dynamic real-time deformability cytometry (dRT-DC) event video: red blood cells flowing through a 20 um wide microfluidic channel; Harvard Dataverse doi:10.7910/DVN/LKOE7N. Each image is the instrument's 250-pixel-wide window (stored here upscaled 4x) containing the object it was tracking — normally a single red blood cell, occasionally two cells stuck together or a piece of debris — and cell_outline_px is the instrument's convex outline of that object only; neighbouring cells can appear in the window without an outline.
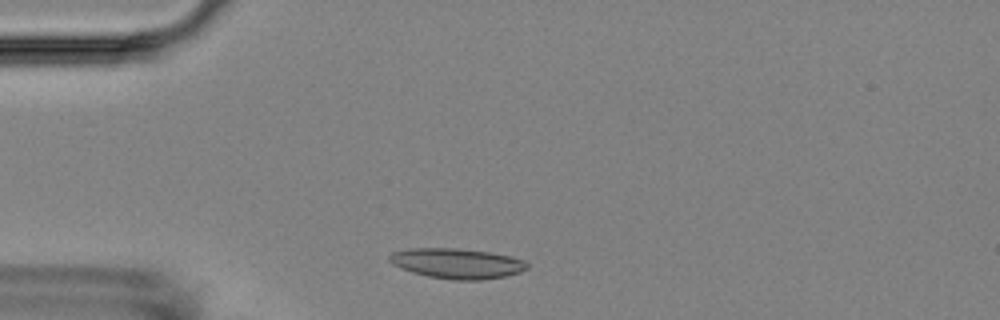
{"species": "Egyptian fruit bat (a non-hibernating species)", "species_latin": "Rousettus aegyptiacus", "temperature_condition": "room temperature", "stored_images_in_passage": 3, "camera_frame_rate_fps": 3000, "um_per_image_px": 0.085, "animal": {"sex": "female"}, "frame": {"image": 1, "passage_image": 2, "time_ms": 1.333, "image_size_px": [1000, 320], "cell_outline_px": [[528, 268], [520, 272], [504, 276], [480, 280], [452, 280], [428, 276], [412, 272], [400, 268], [392, 264], [388, 260], [388, 256], [392, 252], [408, 248], [456, 248], [488, 252], [512, 256], [524, 260], [528, 264]], "centroid_in_image_um": [38.82, 22.38], "position_along_channel_um": 46.2, "area_um2": 24.33}}